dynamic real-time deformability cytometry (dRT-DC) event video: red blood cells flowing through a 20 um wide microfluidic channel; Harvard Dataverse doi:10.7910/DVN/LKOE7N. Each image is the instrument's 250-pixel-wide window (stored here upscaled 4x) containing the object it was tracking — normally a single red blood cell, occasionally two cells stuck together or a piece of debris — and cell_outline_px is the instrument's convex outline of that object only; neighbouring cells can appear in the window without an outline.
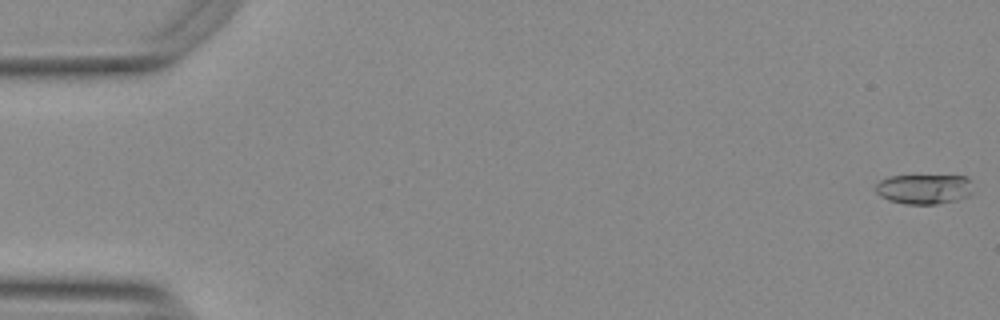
{"species": "Egyptian fruit bat (a non-hibernating species)", "species_latin": "Rousettus aegyptiacus", "temperature_condition": "warm", "stored_images_in_passage": 14, "camera_frame_rate_fps": 3000, "um_per_image_px": 0.085, "animal": {"sex": "female"}, "frame": {"image": 1, "passage_image": 1, "time_ms": 0.0, "image_size_px": [1000, 320], "cell_outline_px": [[972, 192], [968, 196], [956, 200], [936, 204], [904, 204], [888, 200], [880, 196], [876, 192], [876, 184], [880, 180], [888, 176], [968, 176], [972, 180]], "centroid_in_image_um": [78.56, 16.07], "position_along_channel_um": 6.4, "area_um2": 17.11}}